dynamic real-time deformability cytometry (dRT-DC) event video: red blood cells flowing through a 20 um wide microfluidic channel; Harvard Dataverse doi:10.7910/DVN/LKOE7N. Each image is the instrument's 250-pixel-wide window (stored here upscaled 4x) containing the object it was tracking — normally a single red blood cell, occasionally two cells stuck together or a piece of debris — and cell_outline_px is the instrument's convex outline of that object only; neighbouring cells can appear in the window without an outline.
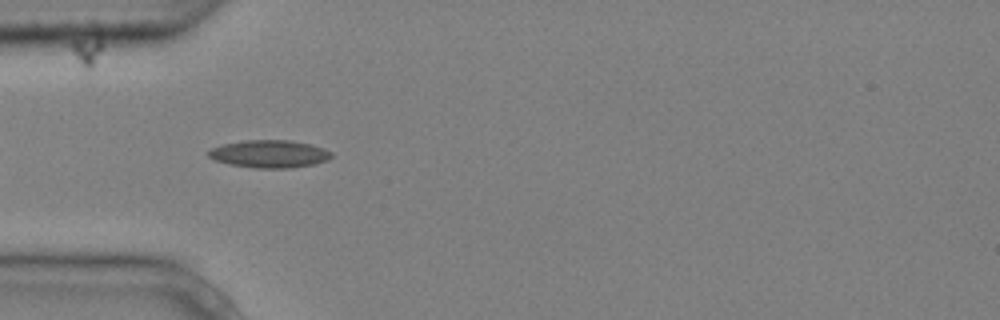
{"species": "common noctule bat (a hibernating species)", "species_latin": "Nyctalus noctula", "temperature_condition": "cold", "stored_images_in_passage": 8, "camera_frame_rate_fps": 3000, "um_per_image_px": 0.085, "animal": {"sex": "male", "body_mass_g": 20.4}, "frame": {"image": 1, "passage_image": 4, "time_ms": 1.0, "image_size_px": [1000, 320], "cell_outline_px": [[332, 156], [328, 160], [312, 164], [288, 168], [252, 168], [228, 164], [216, 160], [208, 156], [204, 152], [220, 144], [244, 140], [292, 140], [312, 144], [324, 148], [332, 152]], "centroid_in_image_um": [22.87, 13.07], "position_along_channel_um": 62.1, "area_um2": 20.06}}
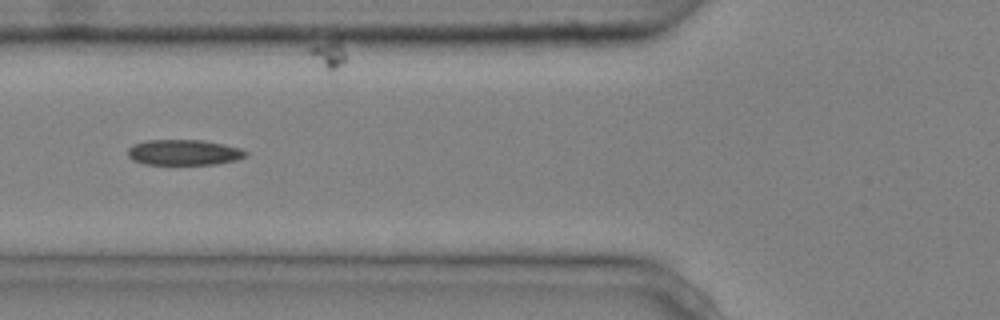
{"frame": {"image": 2, "passage_image": 5, "time_ms": 1.333, "image_size_px": [1000, 320], "cell_outline_px": [[248, 156], [236, 160], [216, 164], [144, 164], [132, 160], [128, 156], [128, 148], [136, 144], [148, 140], [200, 140], [224, 144], [240, 148], [248, 152]], "centroid_in_image_um": [15.66, 12.96], "position_along_channel_um": 110.1, "area_um2": 17.51}}
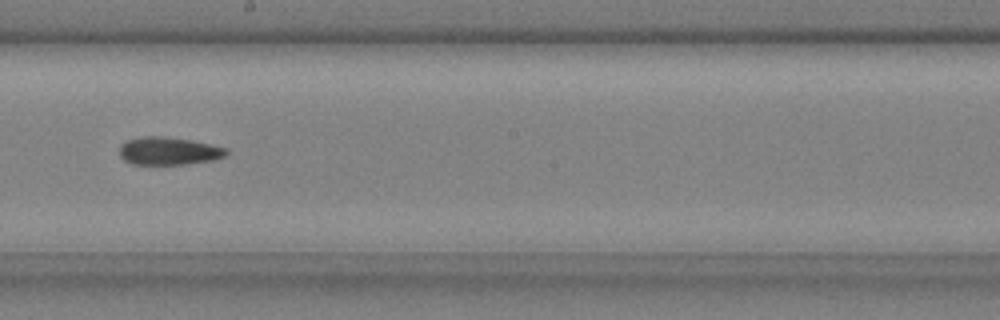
{"frame": {"image": 3, "passage_image": 8, "time_ms": 2.333, "image_size_px": [1000, 320], "cell_outline_px": [[228, 152], [224, 156], [212, 160], [184, 164], [132, 164], [124, 160], [120, 156], [120, 144], [128, 140], [144, 136], [164, 136], [192, 140], [228, 148]], "centroid_in_image_um": [14.33, 12.82], "position_along_channel_um": 233.9, "area_um2": 17.28}}